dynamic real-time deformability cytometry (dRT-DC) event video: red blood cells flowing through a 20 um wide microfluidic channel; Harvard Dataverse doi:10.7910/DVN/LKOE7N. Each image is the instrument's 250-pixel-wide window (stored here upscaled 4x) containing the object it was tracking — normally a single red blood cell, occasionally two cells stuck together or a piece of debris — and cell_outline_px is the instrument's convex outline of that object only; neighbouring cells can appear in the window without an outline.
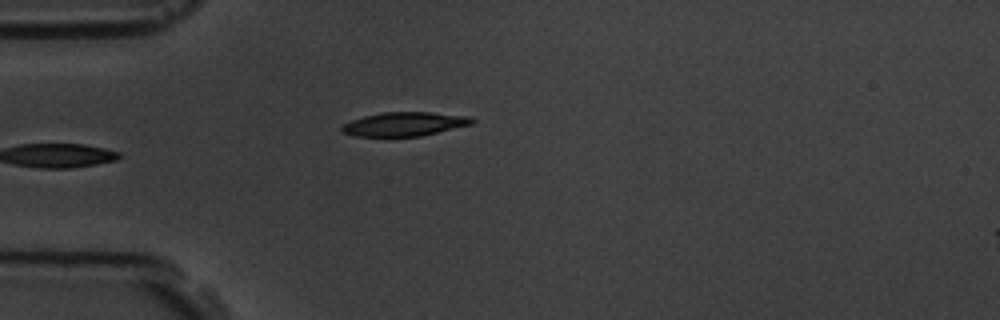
{"species": "common noctule bat (a hibernating species)", "species_latin": "Nyctalus noctula", "temperature_condition": "room temperature", "stored_images_in_passage": 1, "camera_frame_rate_fps": 3000, "um_per_image_px": 0.085, "animal": {"sex": "male", "body_mass_g": 19.5, "forearm_length_mm": 54.6}, "frame": {"image": 1, "passage_image": 1, "time_ms": 0.0, "image_size_px": [1000, 320], "cell_outline_px": [[476, 120], [472, 124], [420, 136], [356, 136], [340, 132], [340, 128], [344, 124], [352, 120], [364, 116], [384, 112], [428, 112], [472, 116]], "centroid_in_image_um": [34.39, 10.54], "position_along_channel_um": 50.6, "area_um2": 18.09}}